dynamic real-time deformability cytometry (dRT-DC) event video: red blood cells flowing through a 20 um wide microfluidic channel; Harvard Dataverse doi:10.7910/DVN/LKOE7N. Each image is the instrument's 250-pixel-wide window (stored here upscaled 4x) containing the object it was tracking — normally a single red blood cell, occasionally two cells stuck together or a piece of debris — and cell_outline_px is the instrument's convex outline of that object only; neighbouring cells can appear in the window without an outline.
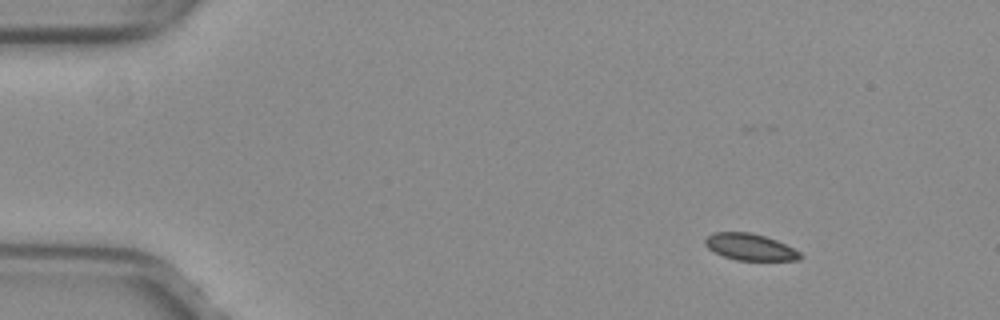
{"species": "common noctule bat (a hibernating species)", "species_latin": "Nyctalus noctula", "temperature_condition": "warm", "stored_images_in_passage": 47, "camera_frame_rate_fps": 3000, "um_per_image_px": 0.085, "animal": {"sex": "female", "body_mass_g": 29.2, "forearm_length_mm": 56.3}, "frame": {"image": 1, "passage_image": 1, "time_ms": 0.0, "image_size_px": [1000, 320], "cell_outline_px": [[804, 256], [800, 260], [736, 260], [724, 256], [708, 248], [704, 244], [704, 240], [712, 232], [748, 232], [764, 236], [776, 240], [800, 252]], "centroid_in_image_um": [63.75, 20.99], "position_along_channel_um": 21.3, "area_um2": 14.62}}
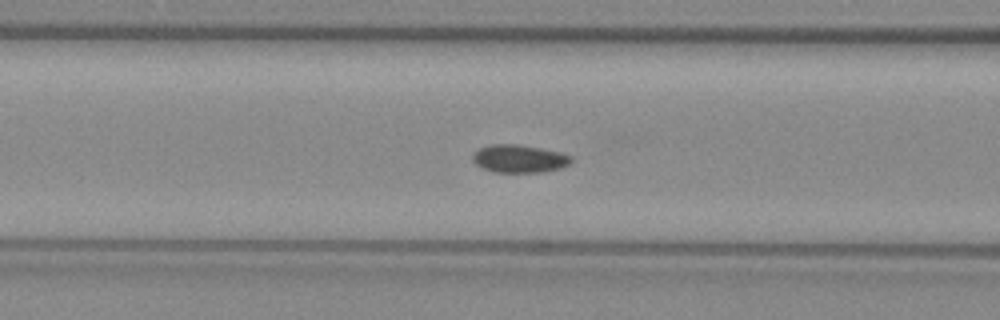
{"frame": {"image": 2, "passage_image": 16, "time_ms": 5.0, "image_size_px": [1000, 320], "cell_outline_px": [[572, 160], [568, 164], [560, 168], [544, 172], [496, 172], [484, 168], [476, 164], [472, 160], [472, 152], [480, 148], [492, 144], [516, 144], [540, 148], [560, 152], [572, 156]], "centroid_in_image_um": [44.12, 13.48], "position_along_channel_um": 122.5, "area_um2": 15.95}}
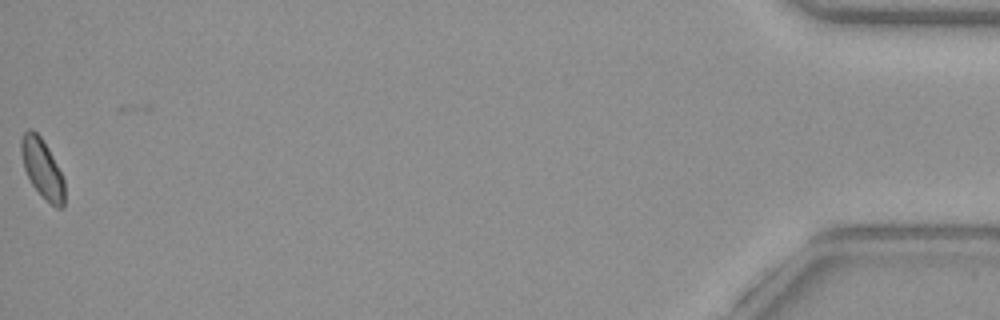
{"frame": {"image": 3, "passage_image": 47, "time_ms": 15.333, "image_size_px": [1000, 320], "cell_outline_px": [[64, 208], [56, 208], [32, 184], [24, 168], [20, 148], [20, 140], [24, 132], [28, 128], [32, 128], [40, 136], [48, 148], [64, 180]], "centroid_in_image_um": [3.58, 14.28], "position_along_channel_um": 431.6, "area_um2": 14.57}, "authors_computed_cell_mechanics": {"area_um2": 15.7216, "velocity_mm_per_s": 3.973, "shape_relaxation_time_tau1_ms": null, "shape_relaxation_time_tau2_ms": 6.8786, "deformation_change_tau1": null, "deformation_change_tau2": 0.0877}}